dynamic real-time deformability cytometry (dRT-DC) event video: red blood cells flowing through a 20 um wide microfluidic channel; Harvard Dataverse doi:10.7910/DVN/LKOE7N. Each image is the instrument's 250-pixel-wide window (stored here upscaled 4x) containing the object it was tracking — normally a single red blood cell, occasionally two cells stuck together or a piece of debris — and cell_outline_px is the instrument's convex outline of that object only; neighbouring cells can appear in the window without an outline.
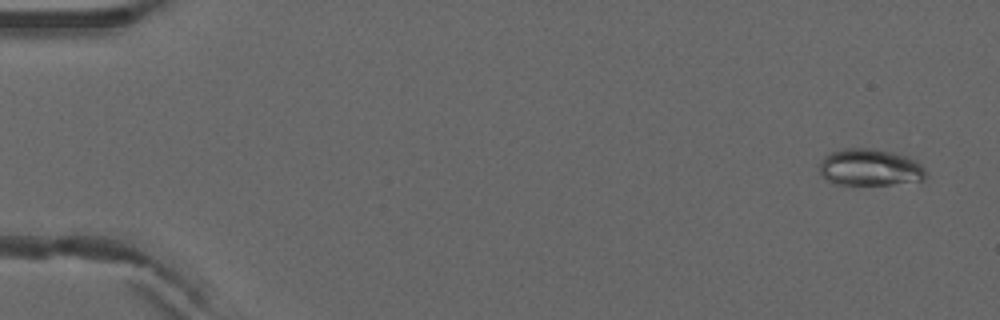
{"species": "common noctule bat (a hibernating species)", "species_latin": "Nyctalus noctula", "temperature_condition": "warm", "stored_images_in_passage": 5, "camera_frame_rate_fps": 3000, "um_per_image_px": 0.085, "animal": {"sex": "male", "forearm_length_mm": 52.5}, "frame": {"image": 1, "passage_image": 1, "time_ms": 0.0, "image_size_px": [1000, 320], "cell_outline_px": [[928, 176], [924, 180], [892, 184], [832, 184], [820, 176], [820, 164], [824, 156], [832, 152], [844, 148], [872, 148], [892, 152], [908, 156], [916, 160], [924, 168]], "centroid_in_image_um": [73.95, 14.23], "position_along_channel_um": 11.0, "area_um2": 23.06}}